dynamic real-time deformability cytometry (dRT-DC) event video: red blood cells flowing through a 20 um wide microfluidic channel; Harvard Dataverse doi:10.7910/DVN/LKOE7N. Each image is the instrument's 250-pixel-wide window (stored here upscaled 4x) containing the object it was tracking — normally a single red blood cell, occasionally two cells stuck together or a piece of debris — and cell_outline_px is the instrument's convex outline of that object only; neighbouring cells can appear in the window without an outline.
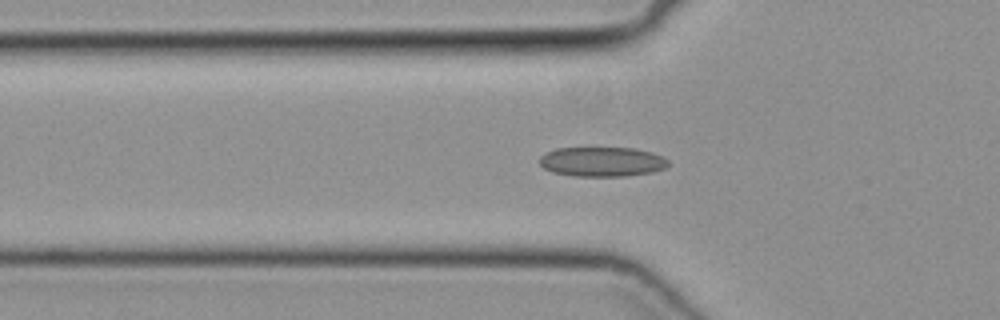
{"species": "common noctule bat (a hibernating species)", "species_latin": "Nyctalus noctula", "temperature_condition": "cold", "stored_images_in_passage": 49, "camera_frame_rate_fps": 3000, "um_per_image_px": 0.085, "animal": {"sex": "female", "body_mass_g": 19.3, "forearm_length_mm": 54.1}, "frame": {"image": 1, "passage_image": 16, "time_ms": 5.0, "image_size_px": [1000, 320], "cell_outline_px": [[668, 164], [664, 168], [652, 172], [624, 176], [572, 176], [552, 172], [544, 168], [540, 164], [540, 156], [556, 148], [632, 148], [652, 152], [668, 160]], "centroid_in_image_um": [51.15, 13.75], "position_along_channel_um": 74.6, "area_um2": 22.08}}
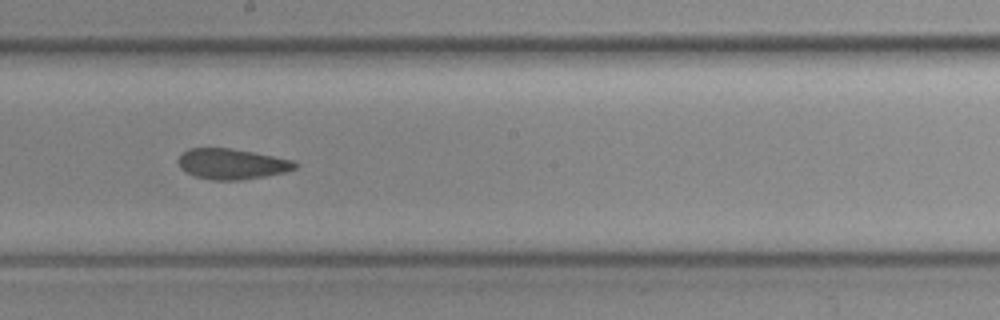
{"frame": {"image": 2, "passage_image": 27, "time_ms": 8.667, "image_size_px": [1000, 320], "cell_outline_px": [[300, 164], [296, 168], [288, 172], [240, 180], [212, 180], [196, 176], [180, 168], [176, 160], [188, 148], [232, 148], [292, 160]], "centroid_in_image_um": [19.72, 13.93], "position_along_channel_um": 228.5, "area_um2": 20.75}}
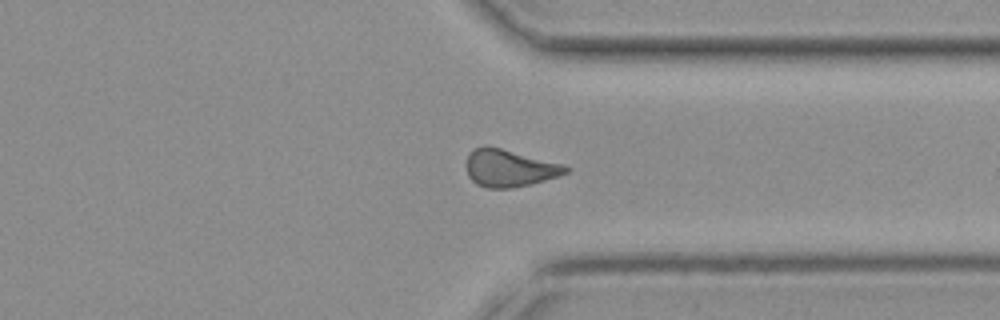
{"frame": {"image": 3, "passage_image": 37, "time_ms": 12.0, "image_size_px": [1000, 320], "cell_outline_px": [[572, 168], [568, 172], [560, 176], [532, 184], [508, 188], [488, 188], [476, 184], [468, 176], [464, 164], [468, 152], [472, 148], [488, 144], [564, 164]], "centroid_in_image_um": [43.27, 14.26], "position_along_channel_um": 368.1, "area_um2": 22.31}}